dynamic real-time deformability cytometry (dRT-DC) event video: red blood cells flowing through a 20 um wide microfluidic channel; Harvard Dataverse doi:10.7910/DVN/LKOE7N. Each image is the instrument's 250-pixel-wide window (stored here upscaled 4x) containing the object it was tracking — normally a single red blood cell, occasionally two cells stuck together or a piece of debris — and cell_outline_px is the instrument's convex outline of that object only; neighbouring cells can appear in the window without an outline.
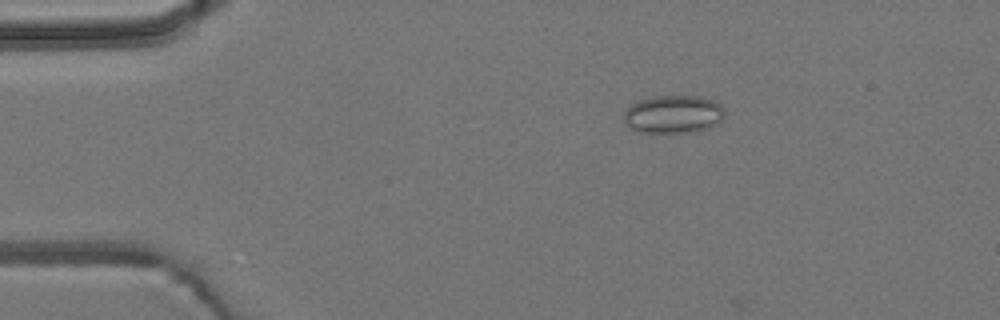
{"species": "common noctule bat (a hibernating species)", "species_latin": "Nyctalus noctula", "temperature_condition": "room temperature", "stored_images_in_passage": 7, "camera_frame_rate_fps": 3000, "um_per_image_px": 0.085, "animal": {"sex": "male", "body_mass_g": 19.2, "forearm_length_mm": 51.8}, "frame": {"image": 1, "passage_image": 3, "time_ms": 2.0, "image_size_px": [1000, 320], "cell_outline_px": [[724, 116], [716, 124], [708, 128], [696, 132], [652, 136], [640, 132], [632, 128], [624, 120], [624, 112], [636, 100], [652, 96], [700, 96], [712, 100], [720, 104], [724, 108]], "centroid_in_image_um": [57.21, 9.75], "position_along_channel_um": 27.8, "area_um2": 23.12}}
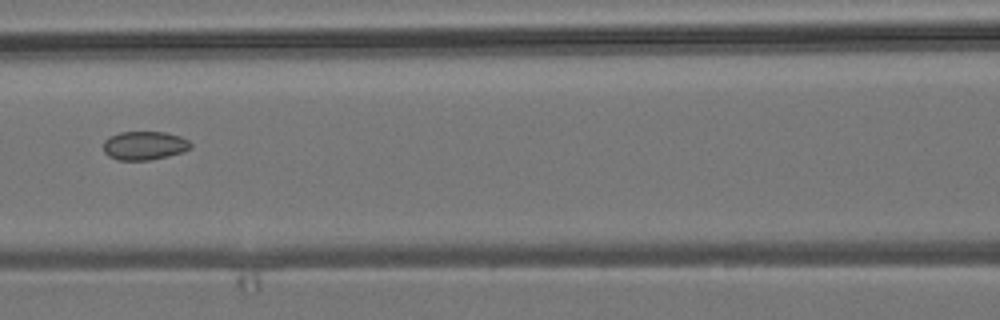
{"frame": {"image": 2, "passage_image": 7, "time_ms": 6.667, "image_size_px": [1000, 320], "cell_outline_px": [[192, 148], [184, 152], [168, 156], [148, 160], [120, 160], [108, 156], [104, 152], [104, 140], [120, 132], [164, 132], [180, 136], [188, 140], [192, 144]], "centroid_in_image_um": [12.31, 12.38], "position_along_channel_um": 154.3, "area_um2": 14.57}}